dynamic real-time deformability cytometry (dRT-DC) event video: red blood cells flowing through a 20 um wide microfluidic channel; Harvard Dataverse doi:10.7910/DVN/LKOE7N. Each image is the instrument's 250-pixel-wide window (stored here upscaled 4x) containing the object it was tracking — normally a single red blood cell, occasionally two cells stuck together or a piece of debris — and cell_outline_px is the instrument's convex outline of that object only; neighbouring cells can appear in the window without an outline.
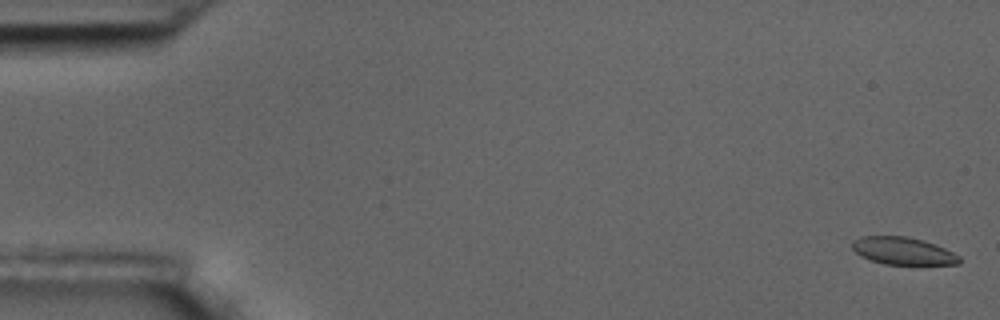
{"species": "common noctule bat (a hibernating species)", "species_latin": "Nyctalus noctula", "temperature_condition": "room temperature", "stored_images_in_passage": 57, "camera_frame_rate_fps": 3000, "um_per_image_px": 0.085, "animal": {"sex": "male", "body_mass_g": 17.5, "forearm_length_mm": 52.3}, "frame": {"image": 1, "passage_image": 2, "time_ms": 0.333, "image_size_px": [1000, 320], "cell_outline_px": [[960, 264], [884, 264], [860, 256], [852, 248], [852, 240], [860, 236], [904, 236], [920, 240], [944, 248], [960, 256]], "centroid_in_image_um": [76.71, 21.33], "position_along_channel_um": 8.3, "area_um2": 16.88}}
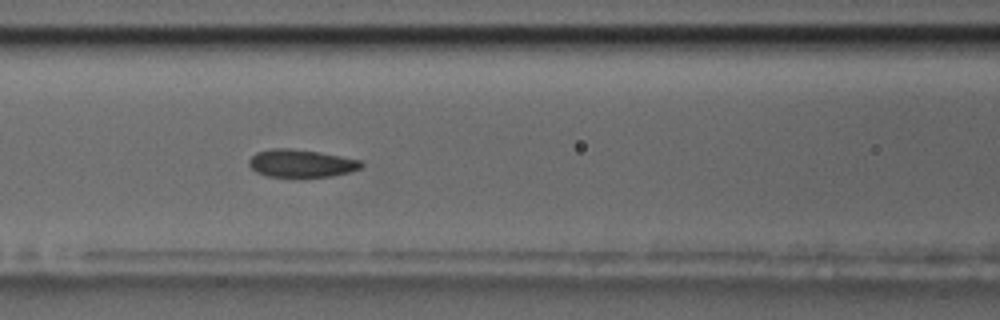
{"frame": {"image": 2, "passage_image": 25, "time_ms": 8.0, "image_size_px": [1000, 320], "cell_outline_px": [[364, 164], [360, 168], [348, 172], [332, 176], [268, 176], [256, 172], [248, 164], [248, 160], [256, 152], [272, 148], [288, 148], [320, 152], [360, 160]], "centroid_in_image_um": [25.57, 13.87], "position_along_channel_um": 141.0, "area_um2": 17.92}}
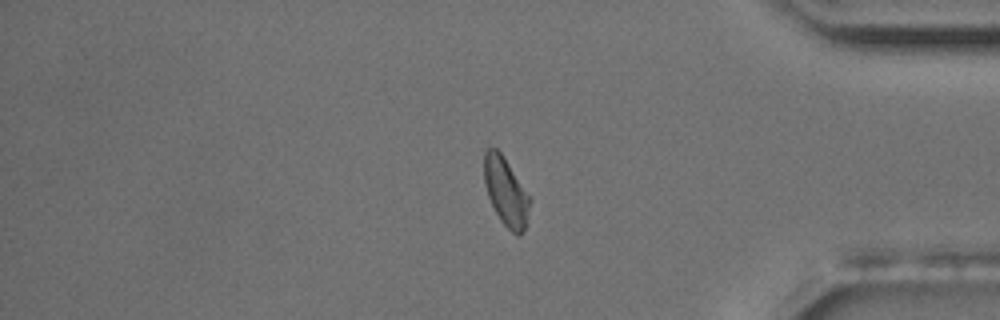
{"frame": {"image": 3, "passage_image": 48, "time_ms": 15.667, "image_size_px": [1000, 320], "cell_outline_px": [[532, 200], [524, 232], [520, 236], [516, 236], [500, 220], [488, 196], [484, 184], [484, 152], [488, 148], [496, 148], [500, 152]], "centroid_in_image_um": [43.01, 16.34], "position_along_channel_um": 392.2, "area_um2": 18.03}, "authors_computed_cell_mechanics": {"area_um2": 18.496, "velocity_mm_per_s": 3.5914, "shape_relaxation_time_tau1_ms": 3.1411, "shape_relaxation_time_tau2_ms": 2.7092, "deformation_change_tau1": 0.0981, "deformation_change_tau2": 0.0738}}